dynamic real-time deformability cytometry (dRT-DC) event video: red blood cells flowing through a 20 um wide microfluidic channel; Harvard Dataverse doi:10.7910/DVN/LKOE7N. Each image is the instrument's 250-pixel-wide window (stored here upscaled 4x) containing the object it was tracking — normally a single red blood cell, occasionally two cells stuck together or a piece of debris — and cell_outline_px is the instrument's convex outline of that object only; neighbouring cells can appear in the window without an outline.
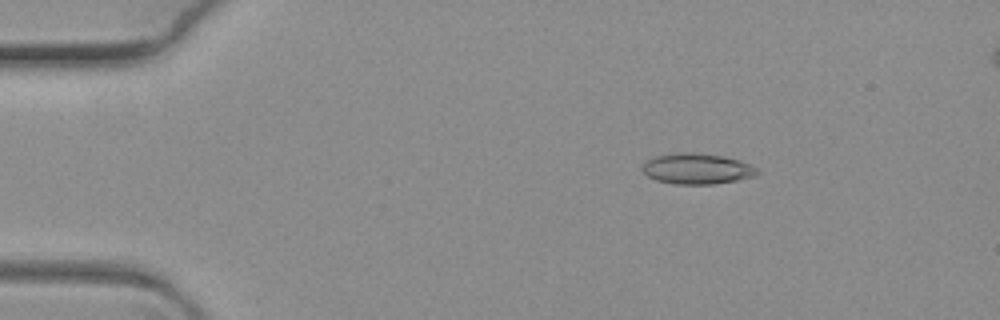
{"species": "common noctule bat (a hibernating species)", "species_latin": "Nyctalus noctula", "temperature_condition": "warm", "stored_images_in_passage": 6, "camera_frame_rate_fps": 3000, "um_per_image_px": 0.085, "animal": {"sex": "female", "body_mass_g": 19.3, "forearm_length_mm": 54.1}, "frame": {"image": 1, "passage_image": 3, "time_ms": 0.667, "image_size_px": [1000, 320], "cell_outline_px": [[760, 172], [756, 176], [736, 180], [712, 184], [676, 184], [656, 180], [648, 176], [644, 172], [644, 164], [652, 156], [676, 152], [696, 152], [724, 156], [740, 160], [756, 168]], "centroid_in_image_um": [59.26, 14.33], "position_along_channel_um": 25.7, "area_um2": 20.58}}